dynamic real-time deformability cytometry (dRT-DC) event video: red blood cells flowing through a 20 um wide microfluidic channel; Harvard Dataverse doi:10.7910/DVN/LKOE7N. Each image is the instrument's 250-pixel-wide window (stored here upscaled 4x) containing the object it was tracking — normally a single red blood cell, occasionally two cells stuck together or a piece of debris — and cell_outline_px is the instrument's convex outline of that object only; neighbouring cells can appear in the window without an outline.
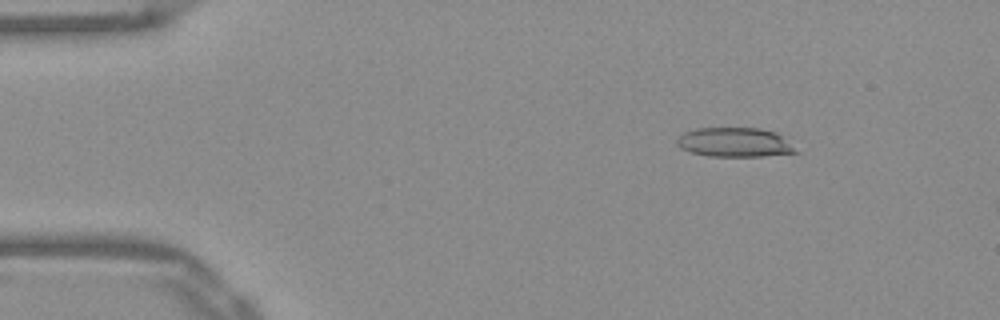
{"species": "Egyptian fruit bat (a non-hibernating species)", "species_latin": "Rousettus aegyptiacus", "temperature_condition": "warm", "stored_images_in_passage": 10, "camera_frame_rate_fps": 3000, "um_per_image_px": 0.085, "frame": {"image": 1, "passage_image": 4, "time_ms": 1.0, "image_size_px": [1000, 320], "cell_outline_px": [[800, 152], [764, 156], [708, 156], [692, 152], [680, 148], [676, 144], [676, 140], [684, 132], [696, 128], [760, 128], [776, 132]], "centroid_in_image_um": [62.43, 12.09], "position_along_channel_um": 22.6, "area_um2": 20.23}}